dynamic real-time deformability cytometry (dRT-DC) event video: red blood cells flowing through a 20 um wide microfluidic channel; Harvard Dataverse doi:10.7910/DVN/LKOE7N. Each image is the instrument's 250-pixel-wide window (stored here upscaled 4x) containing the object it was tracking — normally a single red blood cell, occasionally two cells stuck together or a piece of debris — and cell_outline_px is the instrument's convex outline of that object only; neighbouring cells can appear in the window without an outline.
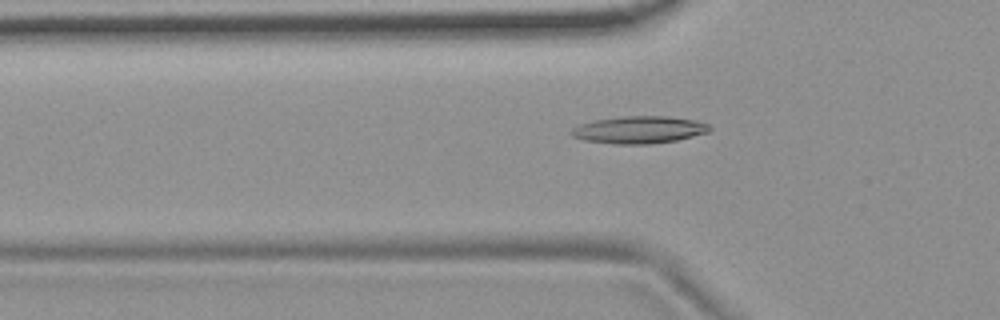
{"species": "common noctule bat (a hibernating species)", "species_latin": "Nyctalus noctula", "temperature_condition": "room temperature", "stored_images_in_passage": 47, "camera_frame_rate_fps": 3000, "um_per_image_px": 0.085, "animal": {"sex": "female", "body_mass_g": 19.9}, "frame": {"image": 1, "passage_image": 10, "time_ms": 3.0, "image_size_px": [1000, 320], "cell_outline_px": [[712, 128], [708, 132], [676, 140], [648, 144], [616, 144], [584, 140], [572, 136], [568, 132], [572, 128], [580, 124], [592, 120], [620, 116], [668, 116], [696, 120], [708, 124]], "centroid_in_image_um": [54.29, 11.02], "position_along_channel_um": 71.5, "area_um2": 22.08}}
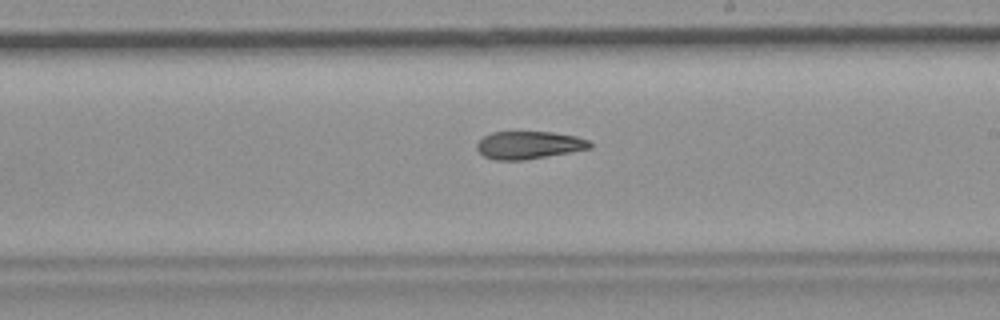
{"frame": {"image": 2, "passage_image": 24, "time_ms": 7.667, "image_size_px": [1000, 320], "cell_outline_px": [[592, 148], [524, 160], [496, 160], [484, 156], [476, 148], [476, 144], [484, 136], [492, 132], [552, 132], [576, 136], [588, 140], [592, 144]], "centroid_in_image_um": [44.95, 12.33], "position_along_channel_um": 244.0, "area_um2": 18.15}}
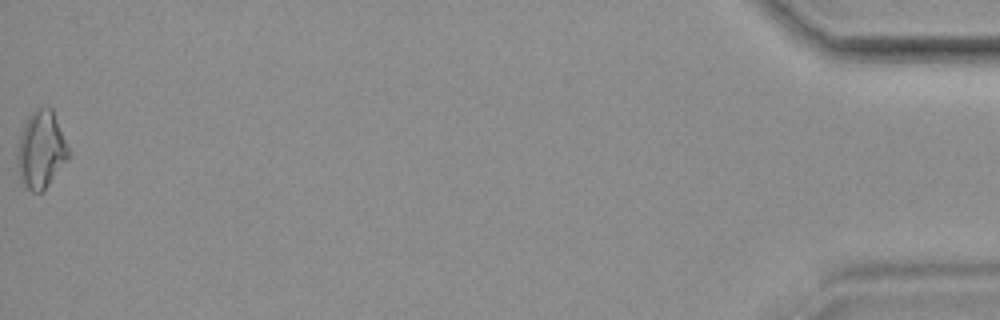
{"frame": {"image": 3, "passage_image": 47, "time_ms": 15.333, "image_size_px": [1000, 320], "cell_outline_px": [[68, 160], [44, 192], [32, 192], [24, 184], [16, 160], [16, 152], [20, 136], [24, 124], [28, 116], [36, 108], [52, 108], [68, 148]], "centroid_in_image_um": [3.49, 12.75], "position_along_channel_um": 431.7, "area_um2": 22.83}, "authors_computed_cell_mechanics": {"area_um2": 19.4208, "velocity_mm_per_s": 3.6986, "shape_relaxation_time_tau1_ms": 10.6085, "shape_relaxation_time_tau2_ms": 7.0927, "deformation_change_tau1": 0.2285, "deformation_change_tau2": 0.1697}}